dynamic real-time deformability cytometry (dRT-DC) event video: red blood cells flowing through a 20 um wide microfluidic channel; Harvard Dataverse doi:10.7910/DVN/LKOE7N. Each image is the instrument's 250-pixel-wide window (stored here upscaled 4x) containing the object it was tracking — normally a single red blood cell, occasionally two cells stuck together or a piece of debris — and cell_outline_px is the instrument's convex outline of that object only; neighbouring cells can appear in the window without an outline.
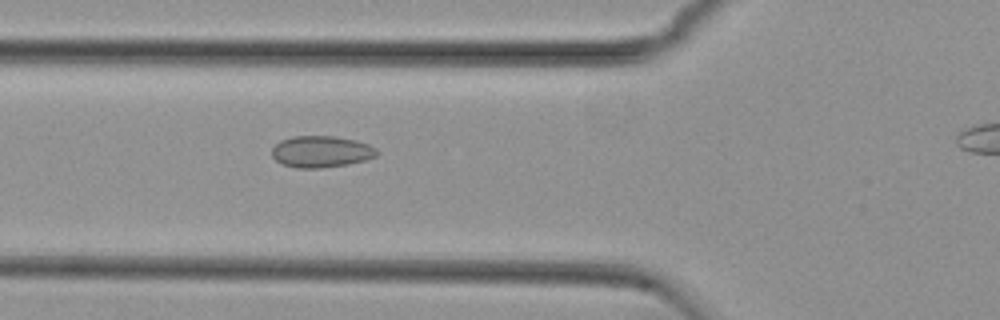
{"species": "common noctule bat (a hibernating species)", "species_latin": "Nyctalus noctula", "temperature_condition": "cold", "stored_images_in_passage": 47, "camera_frame_rate_fps": 3000, "um_per_image_px": 0.085, "animal": {"sex": "female", "body_mass_g": 29.2, "forearm_length_mm": 56.3}, "frame": {"image": 1, "passage_image": 19, "time_ms": 6.0, "image_size_px": [1000, 320], "cell_outline_px": [[380, 152], [376, 156], [364, 160], [348, 164], [320, 168], [296, 168], [284, 164], [276, 160], [272, 156], [272, 148], [280, 140], [292, 136], [336, 136], [356, 140], [368, 144], [376, 148]], "centroid_in_image_um": [27.31, 12.88], "position_along_channel_um": 98.5, "area_um2": 19.36}}
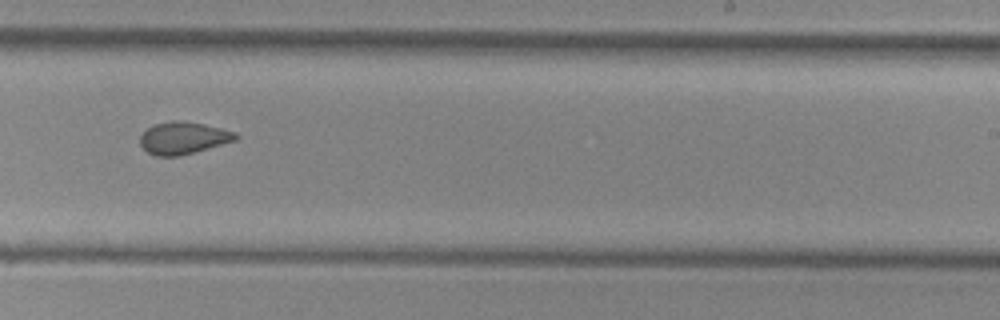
{"frame": {"image": 2, "passage_image": 33, "time_ms": 10.667, "image_size_px": [1000, 320], "cell_outline_px": [[240, 136], [236, 140], [180, 156], [156, 156], [148, 152], [140, 144], [140, 136], [148, 128], [156, 124], [172, 120], [176, 120], [204, 124], [236, 132]], "centroid_in_image_um": [15.59, 11.73], "position_along_channel_um": 273.4, "area_um2": 17.74}}
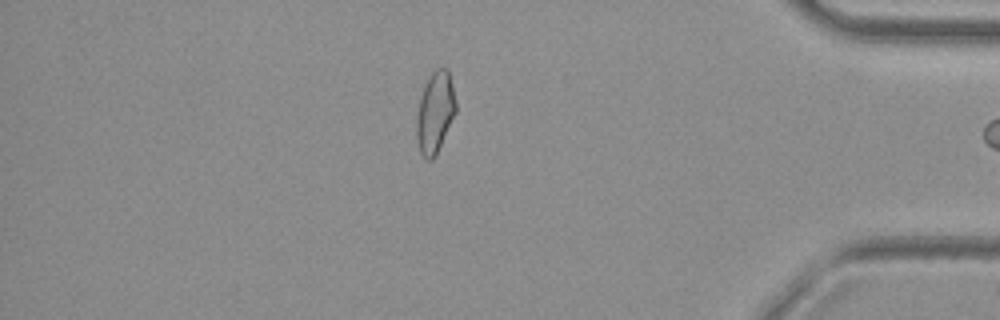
{"frame": {"image": 3, "passage_image": 46, "time_ms": 15.0, "image_size_px": [1000, 320], "cell_outline_px": [[456, 112], [436, 156], [432, 160], [428, 160], [420, 152], [416, 140], [416, 120], [420, 96], [424, 84], [428, 76], [436, 68], [448, 68], [456, 100]], "centroid_in_image_um": [36.98, 9.54], "position_along_channel_um": 398.2, "area_um2": 18.84}}